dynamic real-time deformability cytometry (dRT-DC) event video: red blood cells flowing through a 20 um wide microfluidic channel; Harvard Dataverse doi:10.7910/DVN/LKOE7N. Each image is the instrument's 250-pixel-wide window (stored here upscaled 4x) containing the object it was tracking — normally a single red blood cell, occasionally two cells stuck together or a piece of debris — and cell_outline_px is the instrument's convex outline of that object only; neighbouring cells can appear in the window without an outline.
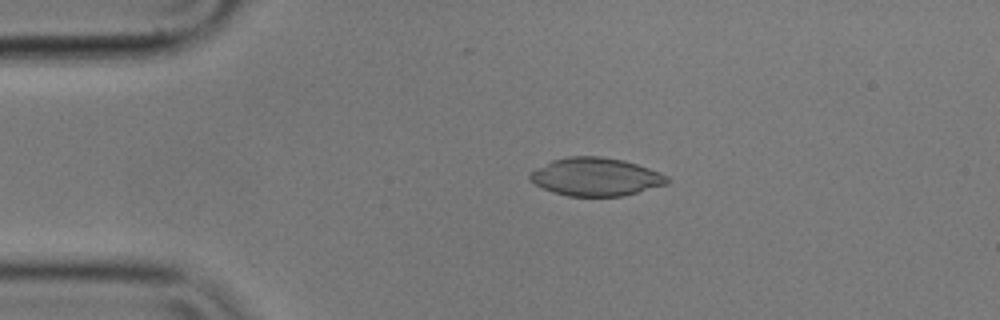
{"species": "common noctule bat (a hibernating species)", "species_latin": "Nyctalus noctula", "temperature_condition": "cold", "stored_images_in_passage": 5, "camera_frame_rate_fps": 3000, "um_per_image_px": 0.085, "animal": {"sex": "male", "body_mass_g": 17.9}, "frame": {"image": 1, "passage_image": 4, "time_ms": 1.0, "image_size_px": [1000, 320], "cell_outline_px": [[672, 180], [668, 184], [620, 196], [568, 196], [552, 192], [536, 184], [528, 176], [532, 172], [552, 160], [568, 156], [600, 156], [624, 160], [660, 172], [668, 176]], "centroid_in_image_um": [50.68, 15.03], "position_along_channel_um": 34.3, "area_um2": 30.23}}